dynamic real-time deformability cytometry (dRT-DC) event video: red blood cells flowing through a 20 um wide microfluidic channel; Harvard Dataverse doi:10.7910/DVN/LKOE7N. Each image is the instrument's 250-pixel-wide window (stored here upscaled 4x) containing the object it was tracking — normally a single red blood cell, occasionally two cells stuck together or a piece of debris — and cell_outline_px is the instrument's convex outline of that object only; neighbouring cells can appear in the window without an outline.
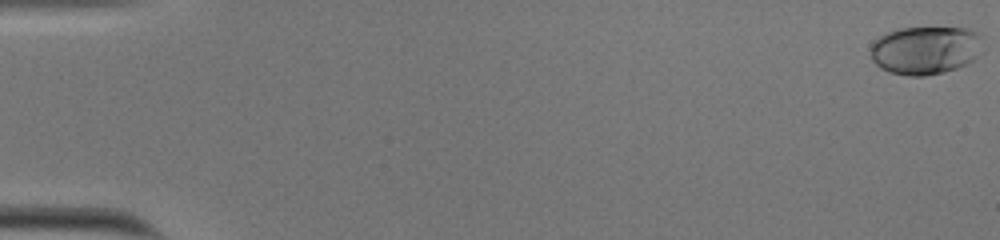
{"species": "human", "species_latin": "Homo sapiens", "temperature_condition": "cold", "stored_images_in_passage": 49, "camera_frame_rate_fps": 3000, "um_per_image_px": 0.085, "donor": {"sex": "male"}, "frame": {"image": 1, "passage_image": 1, "time_ms": 0.0, "image_size_px": [1000, 240], "cell_outline_px": [[976, 56], [972, 60], [956, 68], [944, 72], [924, 76], [908, 76], [892, 72], [880, 68], [872, 60], [872, 44], [880, 36], [888, 32], [900, 28], [964, 28], [972, 32], [976, 36]], "centroid_in_image_um": [78.54, 4.28], "position_along_channel_um": 6.5, "area_um2": 30.4}}
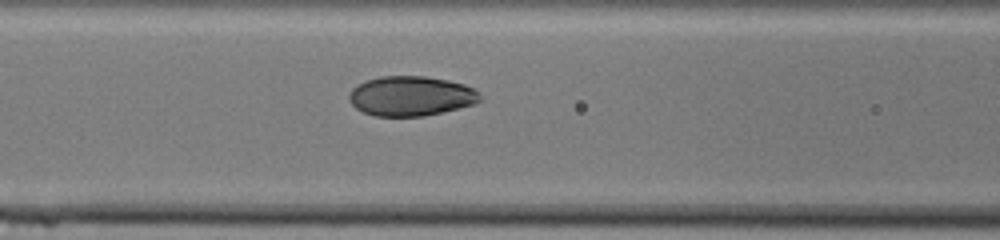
{"frame": {"image": 2, "passage_image": 25, "time_ms": 8.0, "image_size_px": [1000, 240], "cell_outline_px": [[480, 100], [472, 104], [424, 116], [376, 116], [364, 112], [356, 108], [352, 104], [348, 96], [352, 88], [368, 80], [380, 76], [424, 76], [464, 84], [472, 88], [480, 96]], "centroid_in_image_um": [34.88, 8.16], "position_along_channel_um": 131.7, "area_um2": 29.77}}
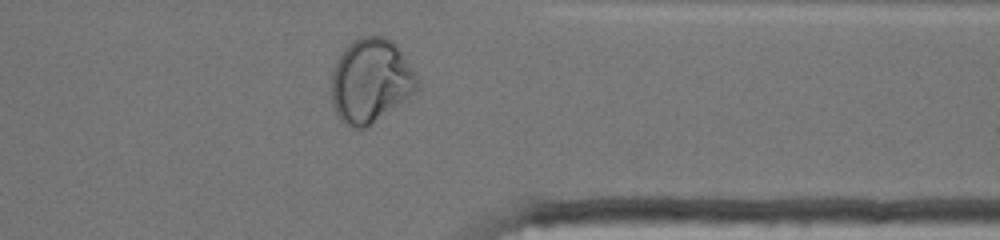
{"frame": {"image": 3, "passage_image": 45, "time_ms": 14.667, "image_size_px": [1000, 240], "cell_outline_px": [[420, 88], [416, 92], [364, 128], [348, 128], [336, 116], [332, 104], [332, 72], [336, 60], [344, 48], [348, 44], [360, 36], [384, 36], [392, 40], [396, 44], [412, 68], [420, 84]], "centroid_in_image_um": [31.49, 6.86], "position_along_channel_um": 379.9, "area_um2": 42.14}, "authors_computed_cell_mechanics": {"area_um2": 30.634, "velocity_mm_per_s": 3.7984, "shape_relaxation_time_tau1_ms": 5.1465, "shape_relaxation_time_tau2_ms": null, "deformation_change_tau1": 0.1778, "deformation_change_tau2": null}}